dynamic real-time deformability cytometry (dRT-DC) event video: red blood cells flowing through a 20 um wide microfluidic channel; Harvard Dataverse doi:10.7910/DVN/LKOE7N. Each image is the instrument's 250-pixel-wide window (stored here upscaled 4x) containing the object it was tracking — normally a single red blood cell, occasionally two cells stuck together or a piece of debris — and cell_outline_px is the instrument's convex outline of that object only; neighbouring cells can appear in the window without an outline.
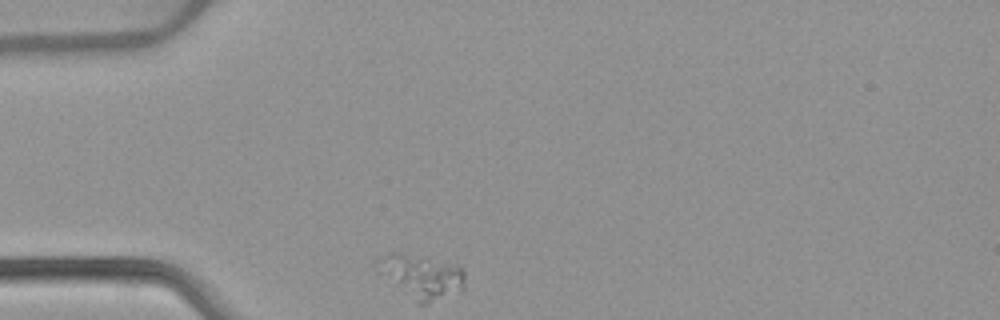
{"species": "common noctule bat (a hibernating species)", "species_latin": "Nyctalus noctula", "temperature_condition": "warm", "stored_images_in_passage": 31, "camera_frame_rate_fps": 3000, "um_per_image_px": 0.085, "animal": {"sex": "female", "body_mass_g": 22.7, "forearm_length_mm": 54.2}, "frame": {"image": 1, "passage_image": 1, "time_ms": 0.0, "image_size_px": [1000, 320], "cell_outline_px": [[464, 292], [428, 304], [416, 304], [376, 272], [372, 264], [372, 260], [392, 252], [396, 252], [420, 256], [460, 264], [464, 272]], "centroid_in_image_um": [35.79, 23.51], "position_along_channel_um": 49.2, "area_um2": 23.64}}
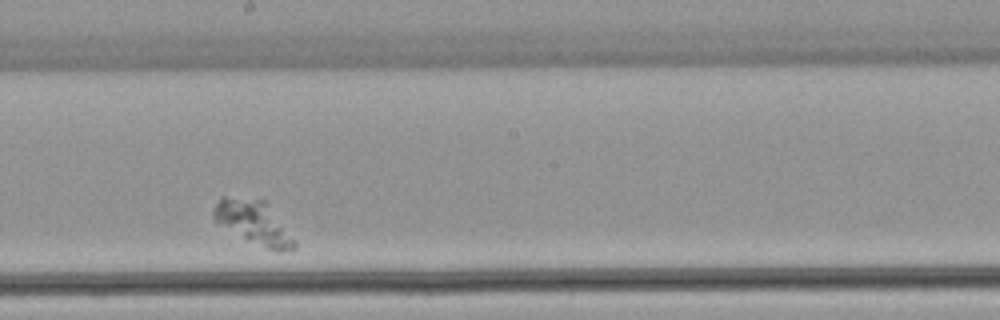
{"frame": {"image": 2, "passage_image": 18, "time_ms": 5.667, "image_size_px": [1000, 320], "cell_outline_px": [[296, 248], [280, 252], [276, 252], [216, 224], [212, 216], [212, 208], [220, 196], [224, 196], [264, 200], [296, 244]], "centroid_in_image_um": [21.46, 18.89], "position_along_channel_um": 226.7, "area_um2": 19.83}}
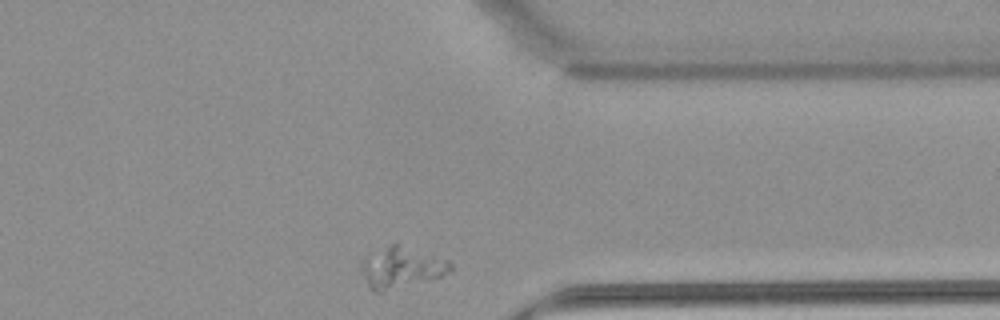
{"frame": {"image": 3, "passage_image": 31, "time_ms": 10.0, "image_size_px": [1000, 320], "cell_outline_px": [[452, 268], [448, 272], [440, 276], [428, 280], [384, 292], [372, 292], [368, 288], [364, 276], [364, 264], [396, 240], [448, 260], [452, 264]], "centroid_in_image_um": [34.22, 22.74], "position_along_channel_um": 377.2, "area_um2": 20.75}}